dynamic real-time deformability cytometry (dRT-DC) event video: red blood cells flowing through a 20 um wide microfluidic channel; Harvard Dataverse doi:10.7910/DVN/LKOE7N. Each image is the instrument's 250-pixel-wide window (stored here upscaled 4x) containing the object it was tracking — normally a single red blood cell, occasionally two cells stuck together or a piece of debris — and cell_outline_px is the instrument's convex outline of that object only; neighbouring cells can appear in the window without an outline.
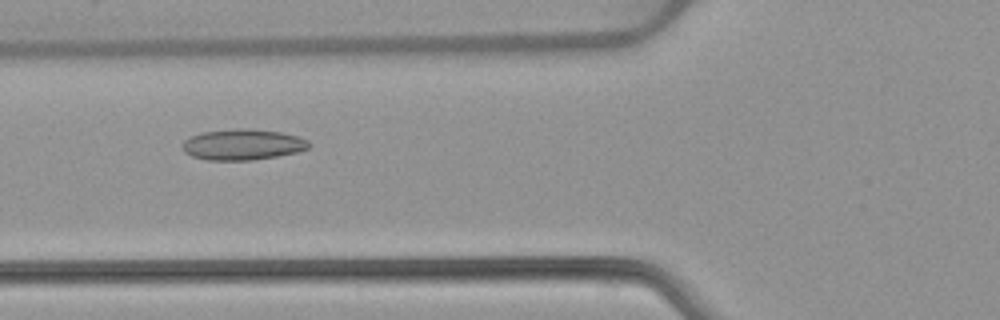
{"species": "common noctule bat (a hibernating species)", "species_latin": "Nyctalus noctula", "temperature_condition": "warm", "stored_images_in_passage": 49, "camera_frame_rate_fps": 3000, "um_per_image_px": 0.085, "animal": {"sex": "female", "body_mass_g": 22.7, "forearm_length_mm": 54.2}, "frame": {"image": 1, "passage_image": 17, "time_ms": 5.333, "image_size_px": [1000, 320], "cell_outline_px": [[312, 144], [308, 148], [296, 152], [276, 156], [252, 160], [208, 160], [192, 156], [184, 152], [180, 144], [184, 140], [200, 132], [236, 128], [252, 128], [280, 132], [296, 136], [308, 140]], "centroid_in_image_um": [20.6, 12.27], "position_along_channel_um": 105.2, "area_um2": 22.89}}
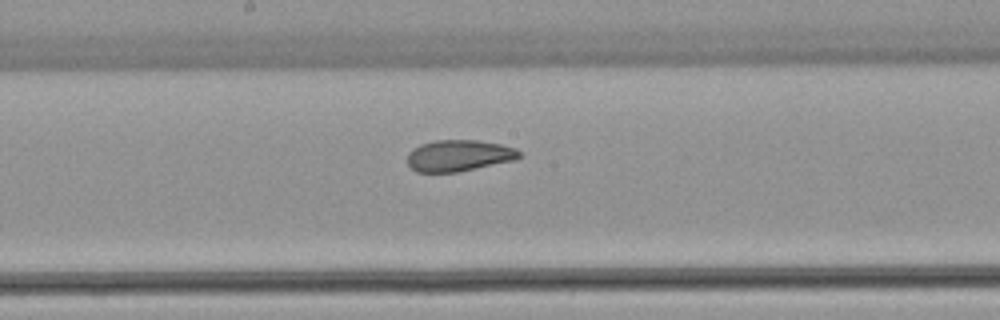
{"frame": {"image": 2, "passage_image": 25, "time_ms": 8.0, "image_size_px": [1000, 320], "cell_outline_px": [[520, 156], [516, 160], [456, 172], [416, 172], [408, 164], [408, 152], [412, 148], [420, 144], [436, 140], [480, 140], [500, 144], [516, 148], [520, 152]], "centroid_in_image_um": [39.0, 13.22], "position_along_channel_um": 209.2, "area_um2": 20.52}}
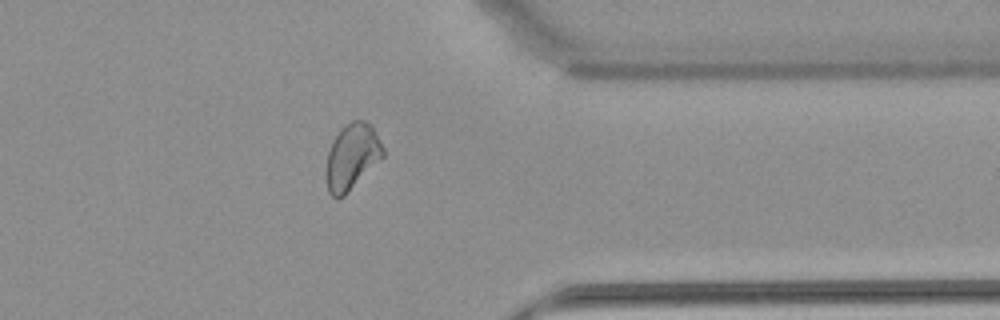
{"frame": {"image": 3, "passage_image": 39, "time_ms": 12.667, "image_size_px": [1000, 320], "cell_outline_px": [[384, 156], [344, 196], [336, 200], [328, 192], [324, 176], [324, 172], [328, 152], [332, 140], [340, 128], [344, 124], [352, 120], [364, 120], [372, 128], [384, 148]], "centroid_in_image_um": [29.86, 13.34], "position_along_channel_um": 381.5, "area_um2": 22.08}, "authors_computed_cell_mechanics": {"area_um2": 22.4264, "velocity_mm_per_s": 3.894, "shape_relaxation_time_tau1_ms": 10.5625, "shape_relaxation_time_tau2_ms": 1.785, "deformation_change_tau1": 0.2085, "deformation_change_tau2": 0.0758}}